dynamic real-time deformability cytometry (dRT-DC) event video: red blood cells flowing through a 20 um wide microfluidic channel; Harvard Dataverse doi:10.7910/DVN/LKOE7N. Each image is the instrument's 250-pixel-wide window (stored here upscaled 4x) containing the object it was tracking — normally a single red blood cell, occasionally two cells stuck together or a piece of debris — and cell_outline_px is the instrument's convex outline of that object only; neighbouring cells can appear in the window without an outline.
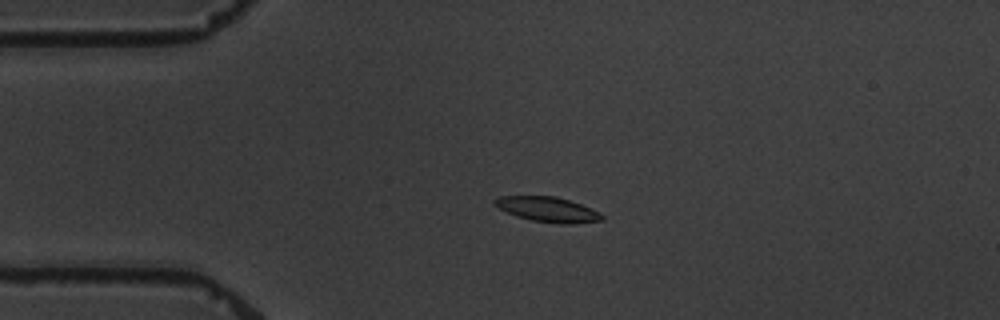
{"species": "common noctule bat (a hibernating species)", "species_latin": "Nyctalus noctula", "temperature_condition": "warm", "stored_images_in_passage": 5, "camera_frame_rate_fps": 3000, "um_per_image_px": 0.085, "animal": {"sex": "male", "body_mass_g": 19.5, "forearm_length_mm": 54.6}, "frame": {"image": 1, "passage_image": 4, "time_ms": 3.667, "image_size_px": [1000, 320], "cell_outline_px": [[604, 220], [572, 224], [560, 224], [532, 220], [516, 216], [492, 204], [492, 200], [500, 196], [556, 196], [580, 204], [600, 212], [604, 216]], "centroid_in_image_um": [46.56, 17.8], "position_along_channel_um": 38.4, "area_um2": 15.61}}